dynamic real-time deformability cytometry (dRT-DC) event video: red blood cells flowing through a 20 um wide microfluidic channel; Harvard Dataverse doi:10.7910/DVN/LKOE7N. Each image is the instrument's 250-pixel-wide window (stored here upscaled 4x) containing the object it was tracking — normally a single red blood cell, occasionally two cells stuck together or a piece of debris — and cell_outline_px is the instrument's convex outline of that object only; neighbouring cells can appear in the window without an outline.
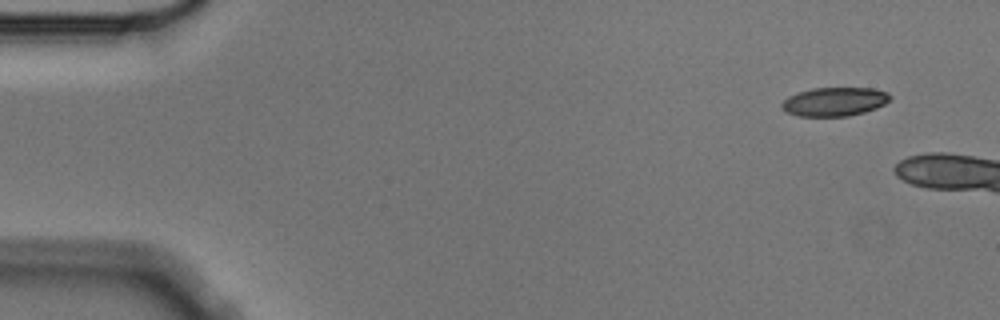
{"species": "Egyptian fruit bat (a non-hibernating species)", "species_latin": "Rousettus aegyptiacus", "temperature_condition": "cold", "stored_images_in_passage": 3, "camera_frame_rate_fps": 3000, "um_per_image_px": 0.085, "animal": {"sex": "male"}, "frame": {"image": 1, "passage_image": 1, "time_ms": 0.0, "image_size_px": [1000, 320], "cell_outline_px": [[892, 96], [884, 104], [876, 108], [864, 112], [848, 116], [800, 116], [784, 112], [780, 108], [780, 104], [788, 96], [796, 92], [812, 88], [872, 88], [888, 92]], "centroid_in_image_um": [70.89, 8.64], "position_along_channel_um": 14.1, "area_um2": 18.32}}